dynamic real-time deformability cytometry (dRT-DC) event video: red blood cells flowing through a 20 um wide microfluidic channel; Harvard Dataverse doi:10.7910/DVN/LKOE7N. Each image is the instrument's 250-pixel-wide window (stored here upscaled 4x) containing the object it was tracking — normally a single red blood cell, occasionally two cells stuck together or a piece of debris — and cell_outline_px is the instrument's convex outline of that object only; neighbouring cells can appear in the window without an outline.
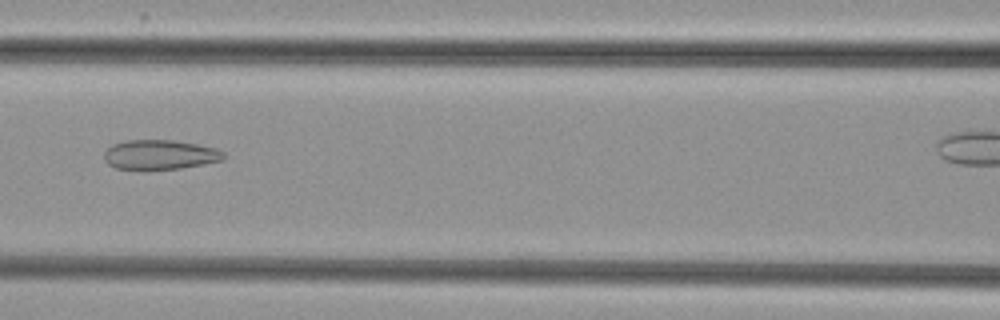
{"species": "common noctule bat (a hibernating species)", "species_latin": "Nyctalus noctula", "temperature_condition": "cold", "stored_images_in_passage": 8, "camera_frame_rate_fps": 3000, "um_per_image_px": 0.085, "animal": {"sex": "female", "body_mass_g": 29.2, "forearm_length_mm": 56.3}, "frame": {"image": 1, "passage_image": 7, "time_ms": 7.0, "image_size_px": [1000, 320], "cell_outline_px": [[224, 160], [204, 164], [180, 168], [144, 172], [116, 168], [108, 164], [104, 160], [104, 152], [112, 144], [124, 140], [172, 140], [196, 144], [216, 148], [224, 152]], "centroid_in_image_um": [13.54, 13.18], "position_along_channel_um": 153.1, "area_um2": 21.27}}